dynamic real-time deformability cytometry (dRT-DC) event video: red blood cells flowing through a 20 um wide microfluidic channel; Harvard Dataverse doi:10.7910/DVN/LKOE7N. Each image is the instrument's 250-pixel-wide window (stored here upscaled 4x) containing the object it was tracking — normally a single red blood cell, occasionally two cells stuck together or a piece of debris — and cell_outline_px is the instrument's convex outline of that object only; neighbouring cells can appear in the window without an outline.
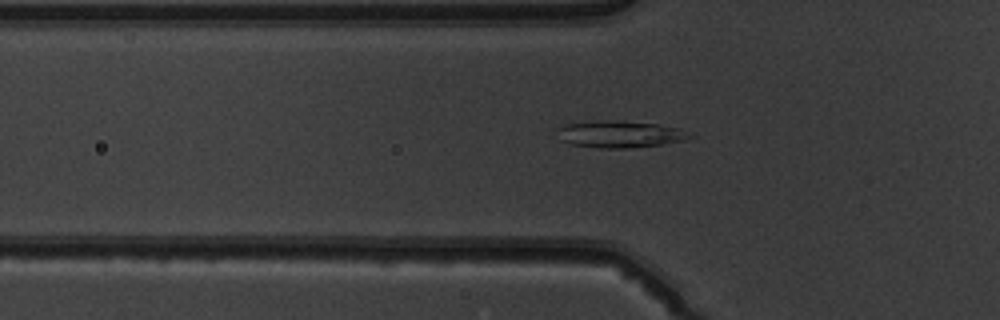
{"species": "common noctule bat (a hibernating species)", "species_latin": "Nyctalus noctula", "temperature_condition": "warm", "stored_images_in_passage": 41, "camera_frame_rate_fps": 3000, "um_per_image_px": 0.085, "animal": {"sex": "male", "body_mass_g": 19.5, "forearm_length_mm": 54.6}, "frame": {"image": 1, "passage_image": 8, "time_ms": 2.333, "image_size_px": [1000, 320], "cell_outline_px": [[696, 136], [684, 140], [660, 144], [628, 148], [596, 148], [572, 144], [560, 140], [556, 128], [568, 124], [600, 120], [612, 120], [660, 124], [680, 128]], "centroid_in_image_um": [52.7, 11.4], "position_along_channel_um": 73.1, "area_um2": 20.75}}
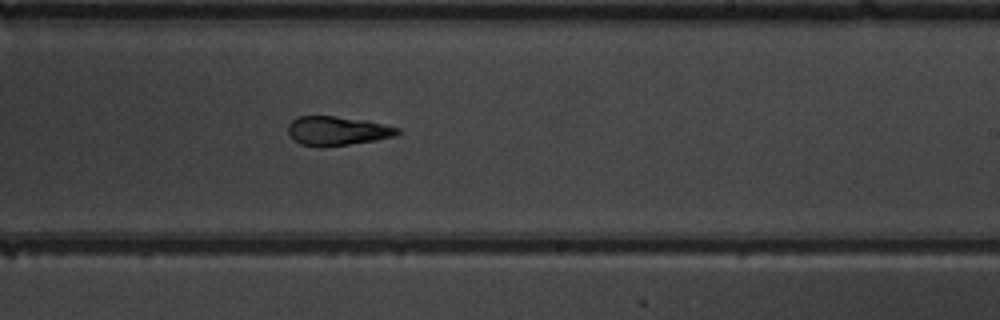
{"frame": {"image": 2, "passage_image": 22, "time_ms": 7.0, "image_size_px": [1000, 320], "cell_outline_px": [[400, 132], [396, 136], [376, 140], [348, 144], [300, 144], [288, 132], [288, 124], [292, 120], [300, 116], [336, 116], [364, 120], [384, 124], [400, 128]], "centroid_in_image_um": [28.73, 11.08], "position_along_channel_um": 260.3, "area_um2": 17.86}}
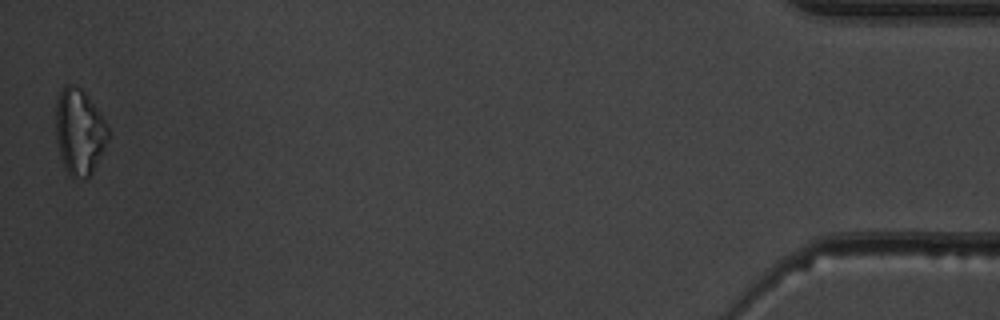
{"frame": {"image": 3, "passage_image": 41, "time_ms": 13.333, "image_size_px": [1000, 320], "cell_outline_px": [[112, 132], [92, 172], [84, 180], [72, 180], [68, 176], [64, 168], [60, 156], [56, 140], [56, 100], [64, 84], [76, 84], [84, 92], [96, 108]], "centroid_in_image_um": [6.73, 11.24], "position_along_channel_um": 428.5, "area_um2": 26.59}, "authors_computed_cell_mechanics": {"area_um2": 19.652, "velocity_mm_per_s": 4.019, "shape_relaxation_time_tau1_ms": null, "shape_relaxation_time_tau2_ms": 0.9803, "deformation_change_tau1": null, "deformation_change_tau2": 0.064}}